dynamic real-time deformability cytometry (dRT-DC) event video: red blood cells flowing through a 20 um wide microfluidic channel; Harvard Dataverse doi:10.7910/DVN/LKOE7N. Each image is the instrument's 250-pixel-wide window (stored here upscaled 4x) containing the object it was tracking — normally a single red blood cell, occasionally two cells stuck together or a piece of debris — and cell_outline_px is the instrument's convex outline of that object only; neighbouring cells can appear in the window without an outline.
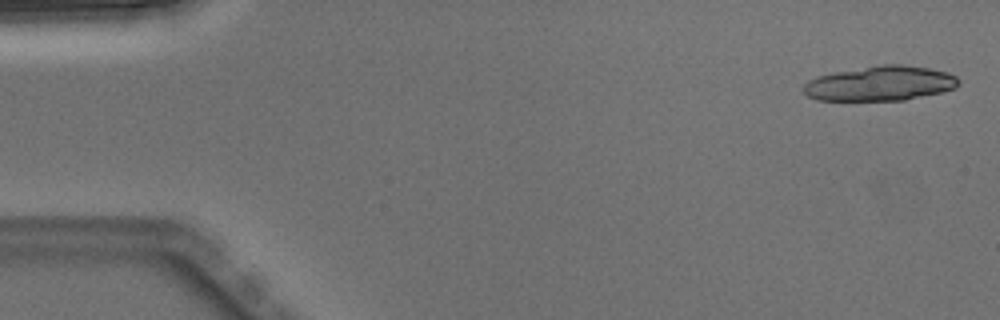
{"species": "Egyptian fruit bat (a non-hibernating species)", "species_latin": "Rousettus aegyptiacus", "temperature_condition": "warm", "stored_images_in_passage": 5, "segment_of_instrument_passage": [1, 2], "camera_frame_rate_fps": 3000, "um_per_image_px": 0.085, "animal": {"sex": "male"}, "frame": {"image": 1, "passage_image": 1, "time_ms": 0.0, "image_size_px": [1000, 320], "cell_outline_px": [[960, 84], [956, 88], [940, 92], [904, 100], [816, 100], [808, 96], [804, 92], [804, 84], [808, 80], [816, 76], [832, 72], [880, 64], [904, 64], [928, 68], [948, 72], [956, 76], [960, 80]], "centroid_in_image_um": [74.82, 7.08], "position_along_channel_um": 10.2, "area_um2": 31.62}}